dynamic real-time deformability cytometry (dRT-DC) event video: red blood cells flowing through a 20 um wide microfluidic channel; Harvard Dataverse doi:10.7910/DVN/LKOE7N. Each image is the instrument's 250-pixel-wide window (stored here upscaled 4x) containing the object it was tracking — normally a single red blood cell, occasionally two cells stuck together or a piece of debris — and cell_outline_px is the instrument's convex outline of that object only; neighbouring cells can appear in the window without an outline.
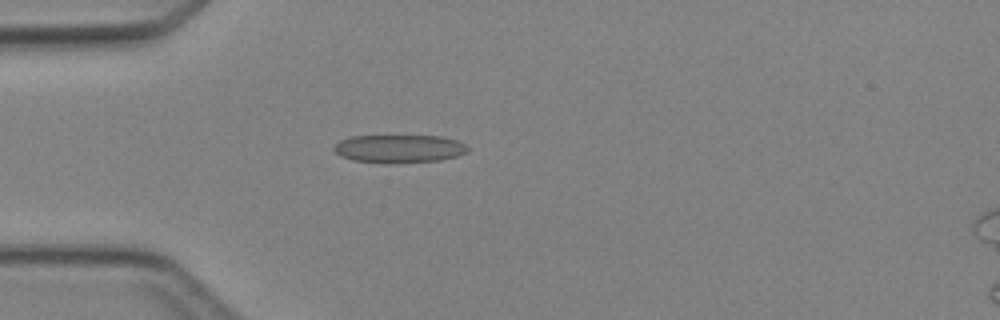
{"species": "Egyptian fruit bat (a non-hibernating species)", "species_latin": "Rousettus aegyptiacus", "temperature_condition": "cold", "stored_images_in_passage": 1, "camera_frame_rate_fps": 3000, "um_per_image_px": 0.085, "animal": {"sex": "female"}, "frame": {"image": 1, "passage_image": 1, "time_ms": 0.0, "image_size_px": [1000, 320], "cell_outline_px": [[468, 152], [456, 156], [440, 160], [388, 164], [352, 160], [340, 156], [332, 148], [340, 140], [352, 136], [440, 136], [456, 140], [464, 144], [468, 148]], "centroid_in_image_um": [33.9, 12.65], "position_along_channel_um": 51.1, "area_um2": 21.96}}